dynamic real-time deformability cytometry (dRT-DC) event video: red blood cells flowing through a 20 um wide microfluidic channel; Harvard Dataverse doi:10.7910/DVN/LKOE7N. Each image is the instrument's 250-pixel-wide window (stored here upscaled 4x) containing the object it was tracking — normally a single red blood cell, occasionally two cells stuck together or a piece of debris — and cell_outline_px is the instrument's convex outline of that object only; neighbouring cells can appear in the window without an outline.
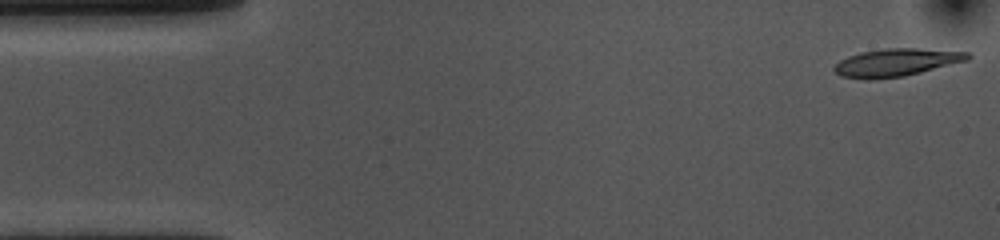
{"species": "common noctule bat (a hibernating species)", "species_latin": "Nyctalus noctula", "temperature_condition": "cold", "stored_images_in_passage": 54, "camera_frame_rate_fps": 3000, "um_per_image_px": 0.085, "animal": {"sex": "female", "body_mass_g": 10.0, "forearm_length_mm": 53.1}, "frame": {"image": 1, "passage_image": 1, "time_ms": 0.0, "image_size_px": [1000, 240], "cell_outline_px": [[972, 56], [968, 60], [904, 76], [872, 80], [864, 80], [840, 76], [832, 68], [840, 60], [848, 56], [860, 52], [888, 48], [916, 48], [972, 52]], "centroid_in_image_um": [76.18, 5.31], "position_along_channel_um": 8.8, "area_um2": 21.68}}
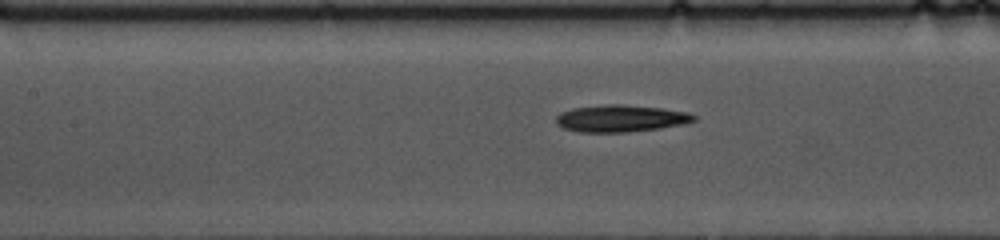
{"frame": {"image": 2, "passage_image": 22, "time_ms": 7.0, "image_size_px": [1000, 240], "cell_outline_px": [[696, 120], [680, 124], [660, 128], [628, 132], [580, 132], [564, 128], [556, 124], [556, 116], [560, 112], [572, 108], [608, 104], [620, 104], [664, 108], [688, 112], [696, 116]], "centroid_in_image_um": [52.74, 10.06], "position_along_channel_um": 154.7, "area_um2": 21.68}}
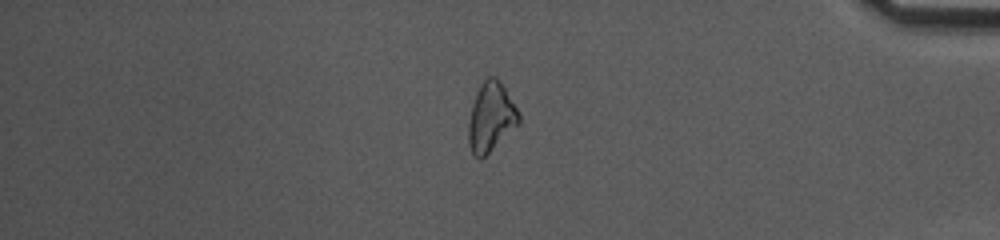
{"frame": {"image": 3, "passage_image": 45, "time_ms": 14.667, "image_size_px": [1000, 240], "cell_outline_px": [[520, 124], [480, 160], [472, 156], [468, 144], [468, 120], [472, 104], [480, 84], [488, 76], [496, 76], [504, 88], [516, 108], [520, 116]], "centroid_in_image_um": [41.7, 9.99], "position_along_channel_um": 393.5, "area_um2": 20.35}, "authors_computed_cell_mechanics": {"area_um2": 21.0681, "velocity_mm_per_s": 3.579, "shape_relaxation_time_tau1_ms": 7.1793, "shape_relaxation_time_tau2_ms": null, "deformation_change_tau1": 0.1847, "deformation_change_tau2": null}}